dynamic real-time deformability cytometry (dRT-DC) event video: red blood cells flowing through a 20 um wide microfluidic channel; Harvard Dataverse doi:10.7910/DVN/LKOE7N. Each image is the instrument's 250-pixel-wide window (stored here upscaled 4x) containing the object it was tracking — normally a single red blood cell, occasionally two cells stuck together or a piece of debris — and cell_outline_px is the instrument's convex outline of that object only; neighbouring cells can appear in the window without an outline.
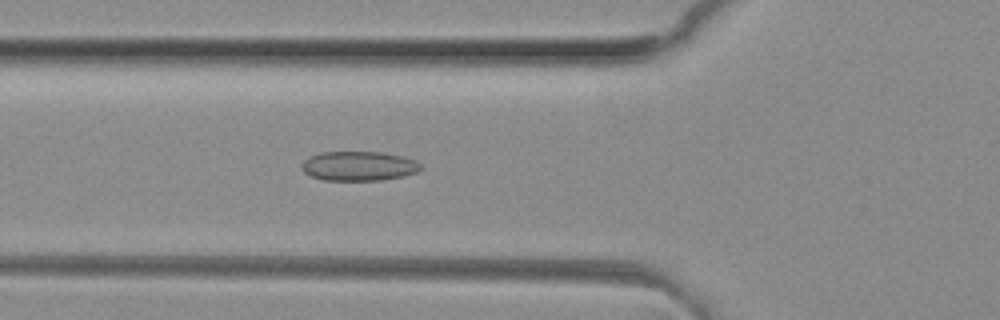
{"species": "common noctule bat (a hibernating species)", "species_latin": "Nyctalus noctula", "temperature_condition": "room temperature", "stored_images_in_passage": 38, "camera_frame_rate_fps": 3000, "um_per_image_px": 0.085, "animal": {"sex": "female", "body_mass_g": 29.2, "forearm_length_mm": 56.3}, "frame": {"image": 1, "passage_image": 6, "time_ms": 1.667, "image_size_px": [1000, 320], "cell_outline_px": [[424, 168], [416, 172], [404, 176], [380, 180], [324, 180], [312, 176], [304, 172], [300, 168], [300, 164], [308, 156], [320, 152], [384, 152], [416, 160]], "centroid_in_image_um": [30.48, 14.1], "position_along_channel_um": 95.3, "area_um2": 20.58}}
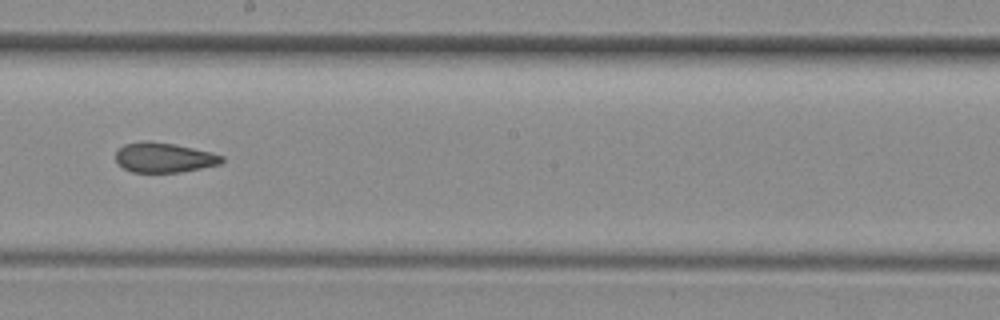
{"frame": {"image": 2, "passage_image": 16, "time_ms": 5.0, "image_size_px": [1000, 320], "cell_outline_px": [[224, 160], [220, 164], [180, 172], [132, 172], [124, 168], [116, 160], [116, 152], [124, 144], [144, 140], [148, 140], [172, 144], [212, 152], [224, 156]], "centroid_in_image_um": [13.94, 13.38], "position_along_channel_um": 234.3, "area_um2": 18.32}}
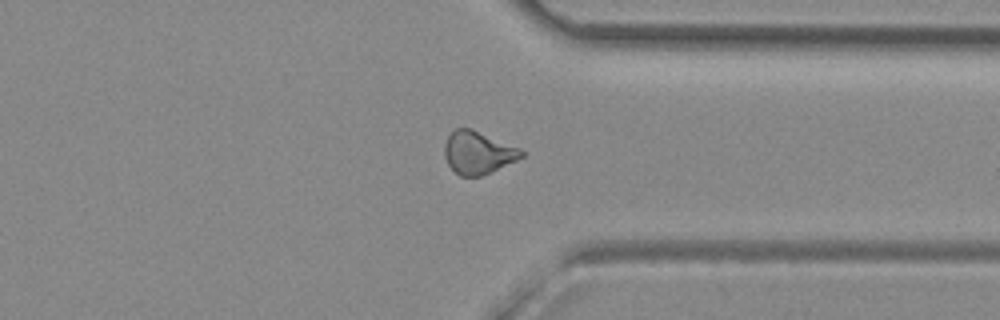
{"frame": {"image": 3, "passage_image": 26, "time_ms": 8.333, "image_size_px": [1000, 320], "cell_outline_px": [[524, 156], [516, 160], [480, 176], [460, 176], [448, 164], [444, 156], [444, 144], [448, 136], [456, 128], [472, 128], [520, 148], [524, 152]], "centroid_in_image_um": [40.61, 12.95], "position_along_channel_um": 370.8, "area_um2": 18.96}}